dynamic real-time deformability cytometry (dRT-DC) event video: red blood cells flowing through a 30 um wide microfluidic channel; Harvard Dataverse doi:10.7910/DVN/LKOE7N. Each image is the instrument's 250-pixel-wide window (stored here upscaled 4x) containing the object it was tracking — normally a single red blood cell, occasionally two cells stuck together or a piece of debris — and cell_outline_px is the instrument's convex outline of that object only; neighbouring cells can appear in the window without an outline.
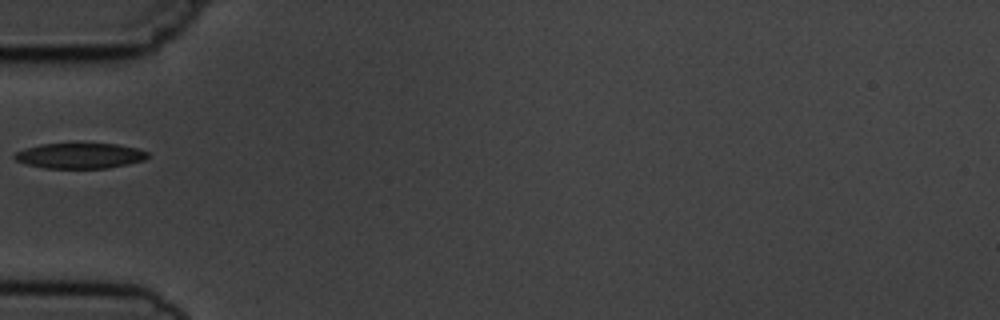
{"species": "common noctule bat (a hibernating species)", "species_latin": "Nyctalus noctula", "temperature_condition": "cold", "stored_images_in_passage": 1, "camera_frame_rate_fps": 3000, "um_per_image_px": 0.085, "animal": {"sex": "male", "body_mass_g": 19.5, "forearm_length_mm": 54.6}, "frame": {"image": 1, "passage_image": 1, "time_ms": 0.0, "image_size_px": [1000, 320], "cell_outline_px": [[148, 156], [144, 160], [128, 164], [108, 168], [44, 168], [28, 164], [16, 160], [12, 156], [16, 152], [40, 144], [76, 140], [116, 144], [136, 148], [148, 152]], "centroid_in_image_um": [6.79, 13.18], "position_along_channel_um": 78.2, "area_um2": 20.58}}